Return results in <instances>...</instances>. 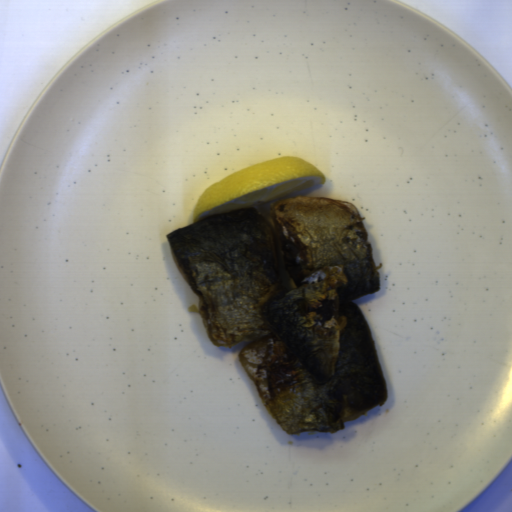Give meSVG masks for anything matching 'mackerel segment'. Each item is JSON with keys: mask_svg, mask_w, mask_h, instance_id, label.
Instances as JSON below:
<instances>
[{"mask_svg": "<svg viewBox=\"0 0 512 512\" xmlns=\"http://www.w3.org/2000/svg\"><path fill=\"white\" fill-rule=\"evenodd\" d=\"M216 345L238 361L284 431L334 434L388 401L352 300L380 287L364 219L348 200L290 196L167 235Z\"/></svg>", "mask_w": 512, "mask_h": 512, "instance_id": "1", "label": "mackerel segment"}]
</instances>
